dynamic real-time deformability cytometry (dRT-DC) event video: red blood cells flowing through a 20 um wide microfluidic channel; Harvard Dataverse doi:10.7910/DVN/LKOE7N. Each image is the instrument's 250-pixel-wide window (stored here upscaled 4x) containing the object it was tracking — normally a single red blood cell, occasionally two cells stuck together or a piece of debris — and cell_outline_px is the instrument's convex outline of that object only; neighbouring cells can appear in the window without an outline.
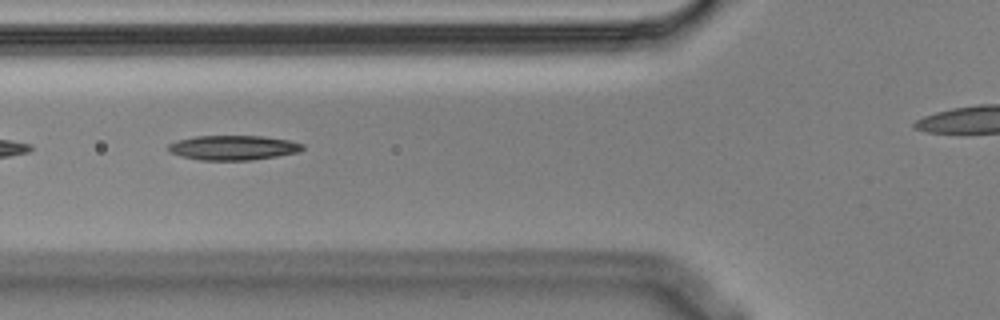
{"species": "Egyptian fruit bat (a non-hibernating species)", "species_latin": "Rousettus aegyptiacus", "temperature_condition": "cold", "stored_images_in_passage": 7, "camera_frame_rate_fps": 3000, "um_per_image_px": 0.085, "animal": {"sex": "male"}, "frame": {"image": 1, "passage_image": 4, "time_ms": 1.0, "image_size_px": [1000, 320], "cell_outline_px": [[304, 148], [300, 152], [252, 160], [200, 160], [180, 156], [168, 152], [168, 144], [176, 140], [196, 136], [264, 136], [288, 140], [304, 144]], "centroid_in_image_um": [19.8, 12.55], "position_along_channel_um": 106.0, "area_um2": 19.42}}
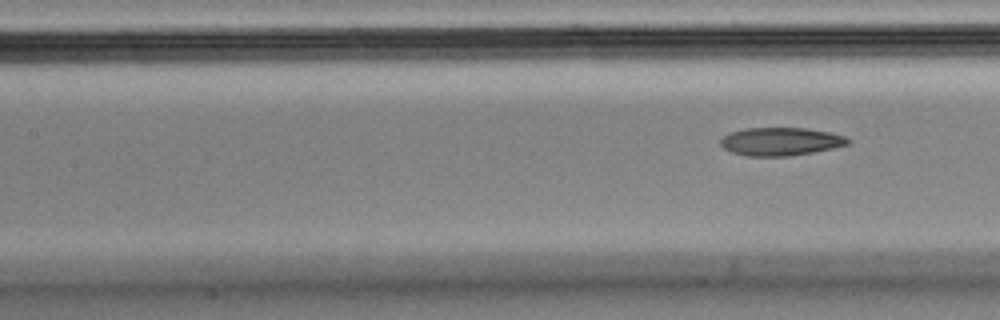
{"frame": {"image": 2, "passage_image": 7, "time_ms": 2.0, "image_size_px": [1000, 320], "cell_outline_px": [[852, 140], [848, 144], [832, 148], [812, 152], [788, 156], [748, 156], [732, 152], [724, 148], [720, 144], [720, 140], [724, 136], [732, 132], [744, 128], [804, 128], [828, 132], [844, 136]], "centroid_in_image_um": [66.34, 12.03], "position_along_channel_um": 141.1, "area_um2": 20.63}}